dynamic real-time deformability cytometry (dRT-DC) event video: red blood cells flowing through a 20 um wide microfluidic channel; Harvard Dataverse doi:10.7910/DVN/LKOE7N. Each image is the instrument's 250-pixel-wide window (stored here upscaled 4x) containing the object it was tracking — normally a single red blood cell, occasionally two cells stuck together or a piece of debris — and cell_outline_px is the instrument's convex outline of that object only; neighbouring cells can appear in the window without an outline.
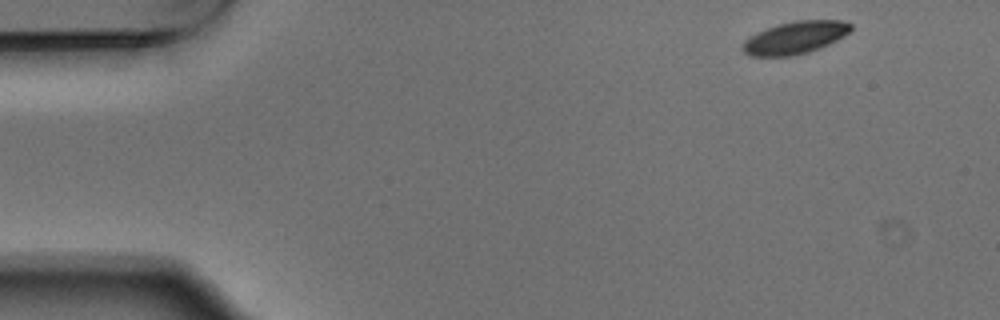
{"species": "Egyptian fruit bat (a non-hibernating species)", "species_latin": "Rousettus aegyptiacus", "temperature_condition": "warm", "stored_images_in_passage": 3, "camera_frame_rate_fps": 3000, "um_per_image_px": 0.085, "animal": {"sex": "male"}, "frame": {"image": 1, "passage_image": 1, "time_ms": 0.0, "image_size_px": [1000, 320], "cell_outline_px": [[852, 28], [844, 36], [820, 48], [796, 56], [752, 56], [744, 52], [740, 48], [744, 40], [756, 32], [780, 24], [796, 20], [840, 20], [852, 24]], "centroid_in_image_um": [67.56, 3.21], "position_along_channel_um": 17.4, "area_um2": 20.46}}